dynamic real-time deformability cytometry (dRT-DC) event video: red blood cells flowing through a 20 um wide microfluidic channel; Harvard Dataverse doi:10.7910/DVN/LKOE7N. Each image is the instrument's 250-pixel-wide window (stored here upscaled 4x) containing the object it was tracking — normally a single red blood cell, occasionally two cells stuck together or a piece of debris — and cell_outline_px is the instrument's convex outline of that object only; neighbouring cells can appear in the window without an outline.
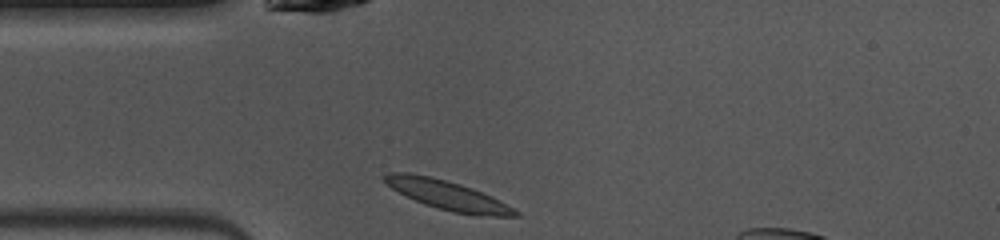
{"species": "common noctule bat (a hibernating species)", "species_latin": "Nyctalus noctula", "temperature_condition": "warm", "stored_images_in_passage": 39, "camera_frame_rate_fps": 3000, "um_per_image_px": 0.085, "animal": {"sex": "female", "body_mass_g": 10.0, "forearm_length_mm": 53.1}, "frame": {"image": 1, "passage_image": 1, "time_ms": 0.0, "image_size_px": [1000, 240], "cell_outline_px": [[520, 216], [476, 216], [452, 212], [436, 208], [424, 204], [392, 188], [380, 176], [388, 172], [408, 172], [428, 176], [460, 184], [472, 188], [492, 196], [520, 212]], "centroid_in_image_um": [38.06, 16.6], "position_along_channel_um": 46.9, "area_um2": 22.2}}
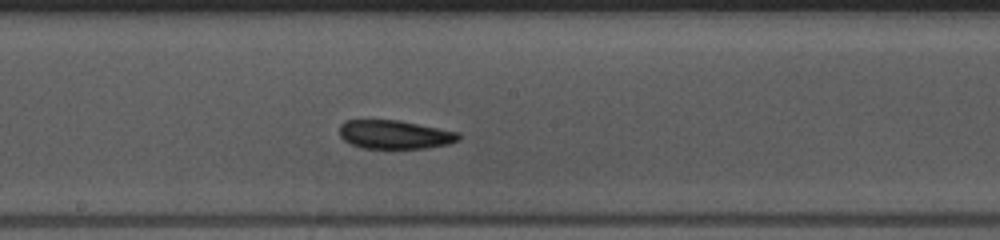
{"frame": {"image": 2, "passage_image": 14, "time_ms": 4.333, "image_size_px": [1000, 240], "cell_outline_px": [[460, 140], [448, 144], [424, 148], [364, 148], [352, 144], [344, 140], [340, 136], [340, 124], [344, 120], [396, 120], [460, 132]], "centroid_in_image_um": [33.55, 11.43], "position_along_channel_um": 214.6, "area_um2": 19.77}}
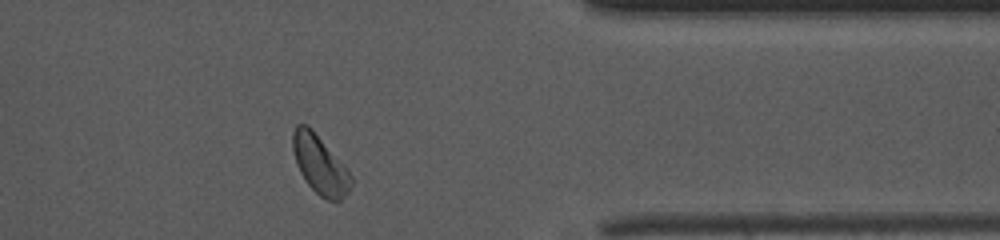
{"frame": {"image": 3, "passage_image": 28, "time_ms": 9.0, "image_size_px": [1000, 240], "cell_outline_px": [[352, 184], [348, 192], [340, 200], [328, 200], [320, 196], [304, 180], [296, 164], [292, 148], [292, 132], [296, 124], [308, 124], [312, 128], [348, 168], [352, 176]], "centroid_in_image_um": [27.19, 13.96], "position_along_channel_um": 384.2, "area_um2": 20.17}, "authors_computed_cell_mechanics": {"area_um2": 20.23, "velocity_mm_per_s": 4.0204, "shape_relaxation_time_tau1_ms": 5.97, "shape_relaxation_time_tau2_ms": 4.0984, "deformation_change_tau1": 0.1481, "deformation_change_tau2": 0.1051}}